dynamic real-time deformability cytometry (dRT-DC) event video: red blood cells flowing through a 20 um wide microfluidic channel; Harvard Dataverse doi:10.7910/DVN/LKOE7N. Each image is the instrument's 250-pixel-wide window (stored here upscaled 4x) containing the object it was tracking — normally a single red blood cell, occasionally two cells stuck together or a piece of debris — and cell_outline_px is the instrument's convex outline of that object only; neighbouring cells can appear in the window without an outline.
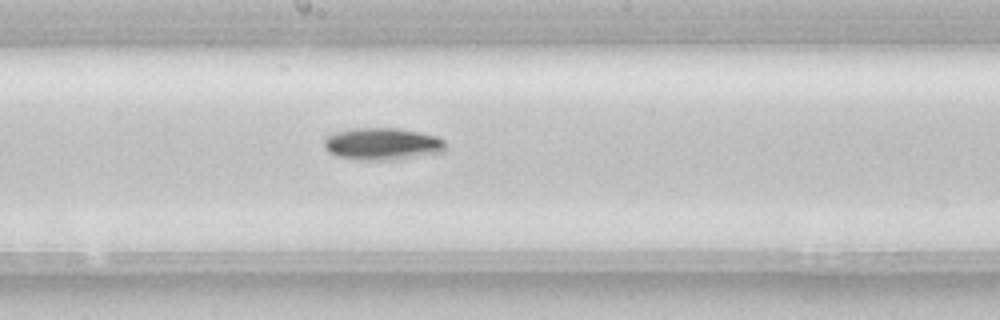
{"species": "common noctule bat (a hibernating species)", "species_latin": "Nyctalus noctula", "temperature_condition": "room temperature", "stored_images_in_passage": 38, "camera_frame_rate_fps": 3000, "um_per_image_px": 0.085, "animal": {"sex": "female", "body_mass_g": 22.7, "forearm_length_mm": 54.2}, "frame": {"image": 1, "passage_image": 17, "time_ms": 5.333, "image_size_px": [1000, 320], "cell_outline_px": [[448, 148], [444, 152], [396, 160], [360, 160], [336, 156], [328, 152], [324, 148], [324, 136], [336, 132], [352, 128], [396, 128], [420, 132], [436, 136], [444, 140]], "centroid_in_image_um": [32.51, 12.24], "position_along_channel_um": 215.7, "area_um2": 23.18}}